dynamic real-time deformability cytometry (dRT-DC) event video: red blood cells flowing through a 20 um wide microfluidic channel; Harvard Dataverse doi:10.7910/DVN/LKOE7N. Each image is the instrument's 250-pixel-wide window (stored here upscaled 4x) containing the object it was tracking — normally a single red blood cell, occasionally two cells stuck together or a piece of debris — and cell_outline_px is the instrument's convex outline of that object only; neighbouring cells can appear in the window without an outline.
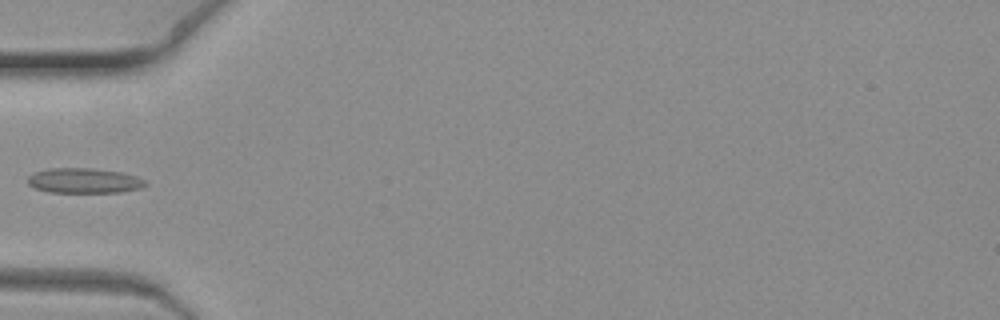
{"species": "common noctule bat (a hibernating species)", "species_latin": "Nyctalus noctula", "temperature_condition": "warm", "stored_images_in_passage": 9, "segment_of_instrument_passage": [2, 2], "camera_frame_rate_fps": 3000, "um_per_image_px": 0.085, "animal": {"sex": "female", "body_mass_g": 19.3, "forearm_length_mm": 54.1}, "frame": {"image": 1, "passage_image": 7, "time_ms": 2.0, "image_size_px": [1000, 320], "cell_outline_px": [[148, 184], [140, 188], [120, 192], [48, 192], [36, 188], [28, 184], [28, 176], [32, 172], [48, 168], [92, 168], [120, 172], [136, 176], [144, 180]], "centroid_in_image_um": [7.11, 15.35], "position_along_channel_um": 77.9, "area_um2": 17.17}}
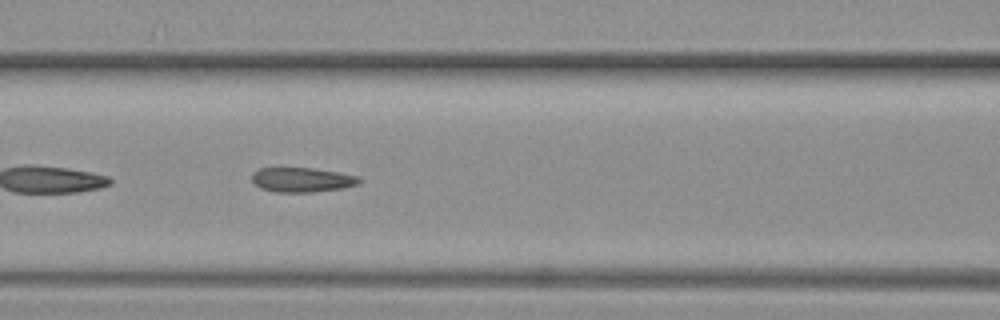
{"frame": {"image": 2, "passage_image": 9, "time_ms": 2.667, "image_size_px": [1000, 320], "cell_outline_px": [[364, 180], [360, 184], [344, 188], [312, 192], [272, 192], [260, 188], [252, 180], [252, 172], [260, 168], [312, 168], [340, 172], [360, 176]], "centroid_in_image_um": [25.73, 15.28], "position_along_channel_um": 140.9, "area_um2": 15.66}}